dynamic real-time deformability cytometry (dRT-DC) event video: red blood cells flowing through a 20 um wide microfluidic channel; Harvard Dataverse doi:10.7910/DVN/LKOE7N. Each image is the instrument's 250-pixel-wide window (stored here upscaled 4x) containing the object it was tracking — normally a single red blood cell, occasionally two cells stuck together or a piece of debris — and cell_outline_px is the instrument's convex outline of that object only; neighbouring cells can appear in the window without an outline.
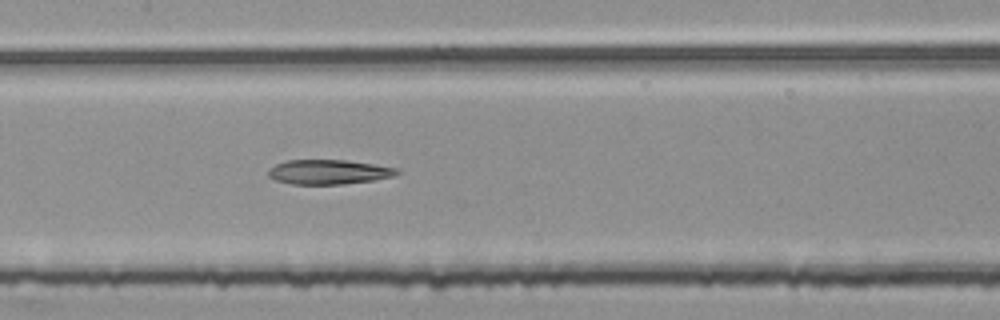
{"species": "common noctule bat (a hibernating species)", "species_latin": "Nyctalus noctula", "temperature_condition": "room temperature", "stored_images_in_passage": 54, "segment_of_instrument_passage": [2, 2], "camera_frame_rate_fps": 3000, "um_per_image_px": 0.085, "animal": {"sex": "female", "body_mass_g": 25.1}, "frame": {"image": 1, "passage_image": 26, "time_ms": 8.333, "image_size_px": [1000, 320], "cell_outline_px": [[400, 172], [392, 176], [372, 180], [344, 184], [292, 184], [276, 180], [268, 176], [268, 168], [276, 164], [288, 160], [348, 160], [396, 168]], "centroid_in_image_um": [27.89, 14.61], "position_along_channel_um": 179.5, "area_um2": 18.26}}
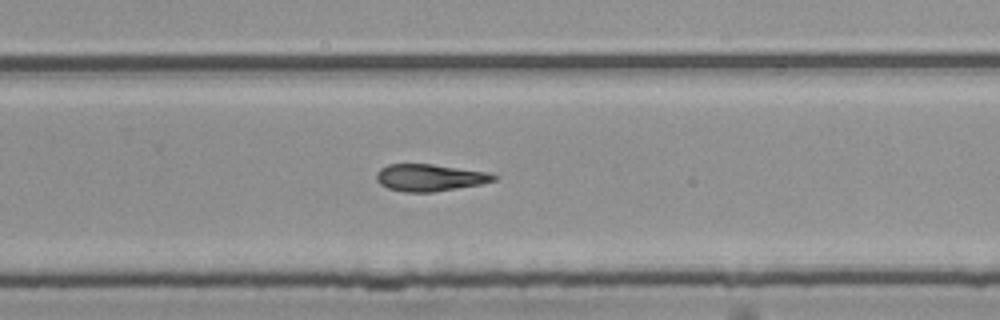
{"frame": {"image": 2, "passage_image": 35, "time_ms": 11.333, "image_size_px": [1000, 320], "cell_outline_px": [[496, 180], [480, 184], [432, 192], [404, 192], [388, 188], [380, 184], [376, 180], [376, 172], [380, 168], [388, 164], [432, 164], [488, 172], [496, 176]], "centroid_in_image_um": [36.48, 15.09], "position_along_channel_um": 293.3, "area_um2": 18.38}}
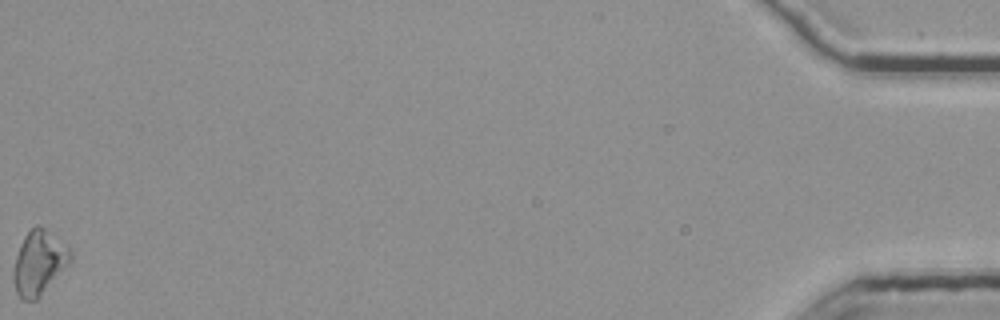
{"frame": {"image": 3, "passage_image": 54, "time_ms": 17.667, "image_size_px": [1000, 320], "cell_outline_px": [[72, 256], [68, 264], [40, 296], [36, 300], [24, 300], [16, 292], [12, 280], [12, 272], [16, 256], [20, 244], [24, 236], [36, 224], [40, 224], [68, 244], [72, 252]], "centroid_in_image_um": [3.31, 22.29], "position_along_channel_um": 431.9, "area_um2": 21.44}}